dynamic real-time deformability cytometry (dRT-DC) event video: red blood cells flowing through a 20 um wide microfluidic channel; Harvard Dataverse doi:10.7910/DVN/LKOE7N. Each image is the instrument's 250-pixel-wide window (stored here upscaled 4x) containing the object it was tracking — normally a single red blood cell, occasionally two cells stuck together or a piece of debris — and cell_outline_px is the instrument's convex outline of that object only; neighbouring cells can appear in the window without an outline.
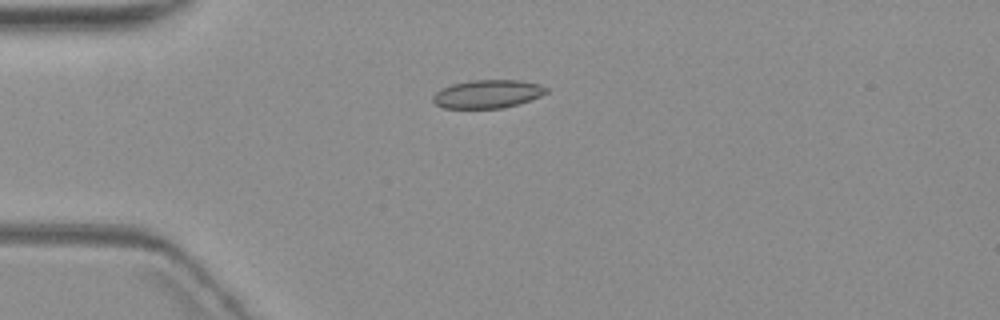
{"species": "common noctule bat (a hibernating species)", "species_latin": "Nyctalus noctula", "temperature_condition": "warm", "stored_images_in_passage": 2, "camera_frame_rate_fps": 3000, "um_per_image_px": 0.085, "animal": {"sex": "female", "body_mass_g": 19.3, "forearm_length_mm": 54.1}, "frame": {"image": 1, "passage_image": 1, "time_ms": 0.0, "image_size_px": [1000, 320], "cell_outline_px": [[548, 92], [540, 96], [504, 108], [444, 108], [436, 104], [432, 100], [432, 96], [440, 88], [452, 84], [472, 80], [520, 80], [540, 84], [548, 88]], "centroid_in_image_um": [41.43, 7.98], "position_along_channel_um": 43.6, "area_um2": 18.67}}